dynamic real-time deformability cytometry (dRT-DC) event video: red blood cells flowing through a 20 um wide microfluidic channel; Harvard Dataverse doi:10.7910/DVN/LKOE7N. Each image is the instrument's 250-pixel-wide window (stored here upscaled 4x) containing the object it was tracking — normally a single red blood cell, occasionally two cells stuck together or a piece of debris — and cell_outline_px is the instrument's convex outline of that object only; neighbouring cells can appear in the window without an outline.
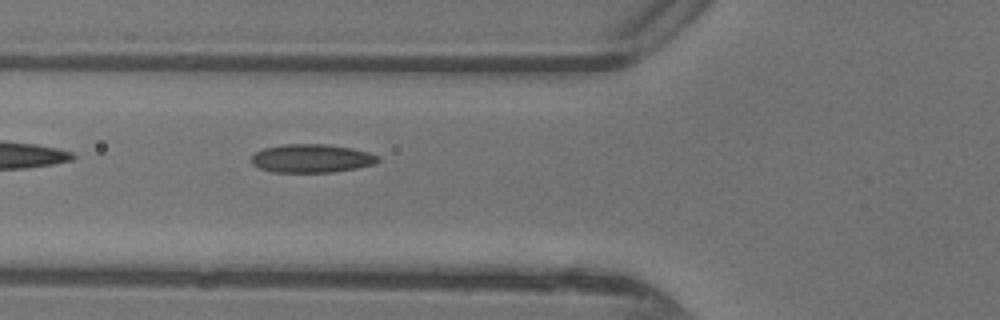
{"species": "common noctule bat (a hibernating species)", "species_latin": "Nyctalus noctula", "temperature_condition": "warm", "stored_images_in_passage": 29, "camera_frame_rate_fps": 3000, "um_per_image_px": 0.085, "animal": {"sex": "female"}, "frame": {"image": 1, "passage_image": 3, "time_ms": 0.667, "image_size_px": [1000, 320], "cell_outline_px": [[380, 160], [376, 164], [356, 168], [332, 172], [272, 172], [260, 168], [252, 164], [252, 156], [256, 152], [264, 148], [284, 144], [328, 144], [352, 148], [368, 152], [380, 156]], "centroid_in_image_um": [26.52, 13.46], "position_along_channel_um": 99.3, "area_um2": 21.04}}
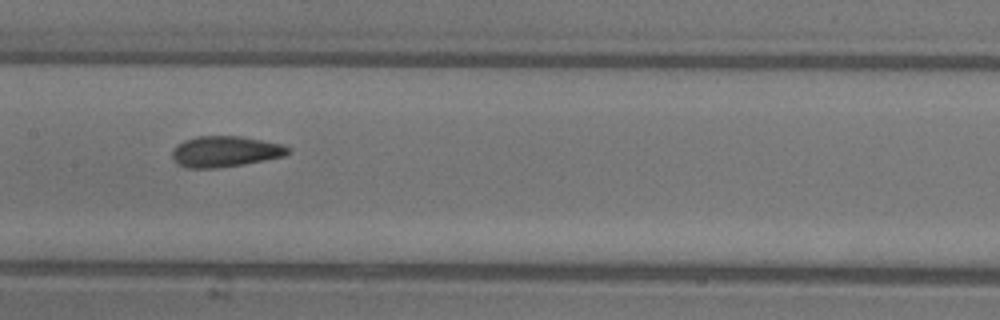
{"frame": {"image": 2, "passage_image": 9, "time_ms": 2.667, "image_size_px": [1000, 320], "cell_outline_px": [[292, 152], [284, 156], [244, 164], [216, 168], [188, 168], [180, 164], [172, 156], [172, 152], [176, 144], [184, 140], [196, 136], [240, 136], [280, 144], [292, 148]], "centroid_in_image_um": [19.16, 12.87], "position_along_channel_um": 188.2, "area_um2": 20.75}}
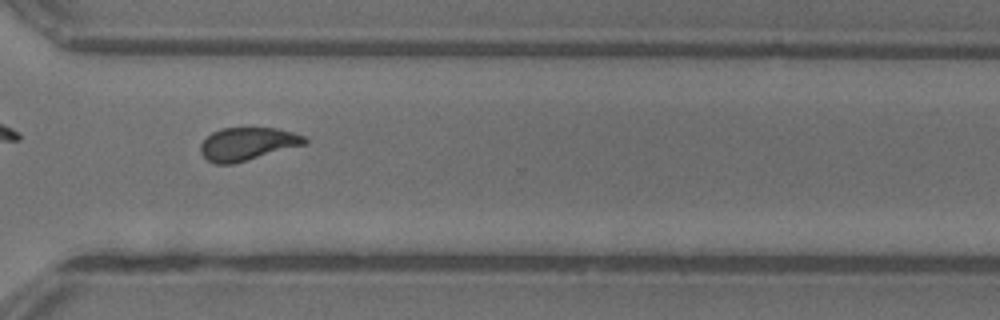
{"frame": {"image": 3, "passage_image": 20, "time_ms": 6.333, "image_size_px": [1000, 320], "cell_outline_px": [[308, 144], [232, 164], [216, 164], [208, 160], [200, 152], [200, 144], [212, 132], [220, 128], [276, 128], [292, 132], [304, 136], [308, 140]], "centroid_in_image_um": [21.05, 12.23], "position_along_channel_um": 349.6, "area_um2": 20.0}, "authors_computed_cell_mechanics": {"area_um2": 20.4034, "velocity_mm_per_s": 4.4097, "shape_relaxation_time_tau1_ms": 4.8891, "shape_relaxation_time_tau2_ms": 1.5463, "deformation_change_tau1": 0.1858, "deformation_change_tau2": 0.0915}}